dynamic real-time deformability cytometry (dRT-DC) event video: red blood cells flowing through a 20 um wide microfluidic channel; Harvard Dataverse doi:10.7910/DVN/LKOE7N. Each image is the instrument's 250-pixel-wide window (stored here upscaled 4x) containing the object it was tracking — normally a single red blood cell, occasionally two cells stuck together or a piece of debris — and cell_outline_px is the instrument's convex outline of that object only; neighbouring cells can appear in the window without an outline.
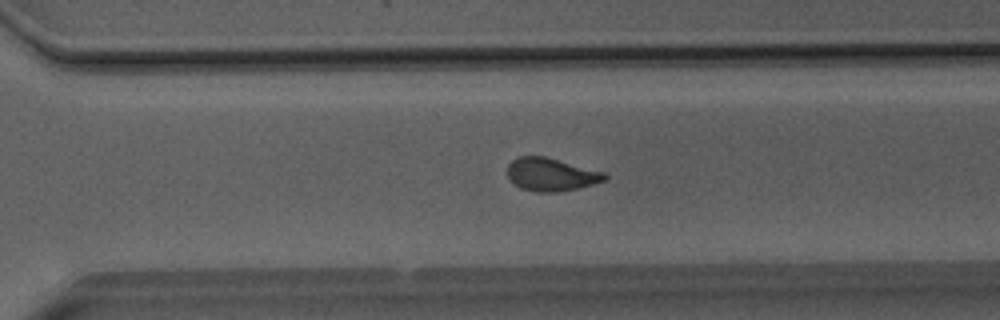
{"species": "Egyptian fruit bat (a non-hibernating species)", "species_latin": "Rousettus aegyptiacus", "temperature_condition": "room temperature", "stored_images_in_passage": 38, "camera_frame_rate_fps": 3000, "um_per_image_px": 0.085, "animal": {"sex": "male"}, "frame": {"image": 1, "passage_image": 23, "time_ms": 7.333, "image_size_px": [1000, 320], "cell_outline_px": [[608, 176], [604, 180], [592, 184], [576, 188], [556, 192], [540, 192], [520, 188], [508, 180], [508, 164], [512, 160], [520, 156], [544, 156], [604, 172]], "centroid_in_image_um": [46.8, 14.83], "position_along_channel_um": 323.8, "area_um2": 18.5}}
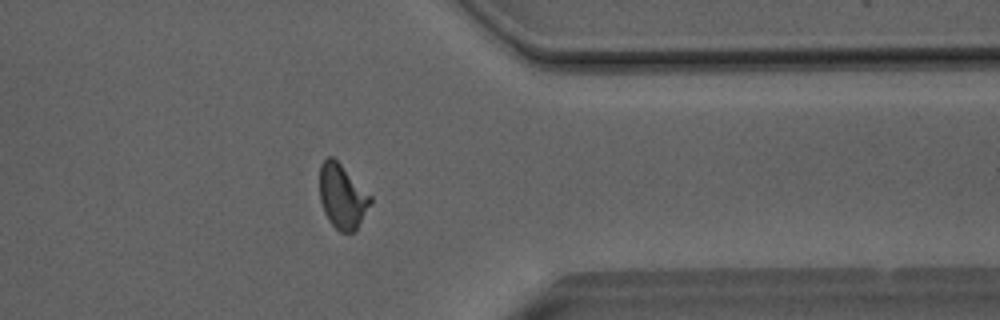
{"frame": {"image": 2, "passage_image": 28, "time_ms": 9.0, "image_size_px": [1000, 320], "cell_outline_px": [[372, 200], [356, 232], [340, 232], [328, 220], [324, 212], [320, 200], [320, 164], [328, 156], [332, 156], [372, 196]], "centroid_in_image_um": [29.09, 16.71], "position_along_channel_um": 382.3, "area_um2": 18.96}}
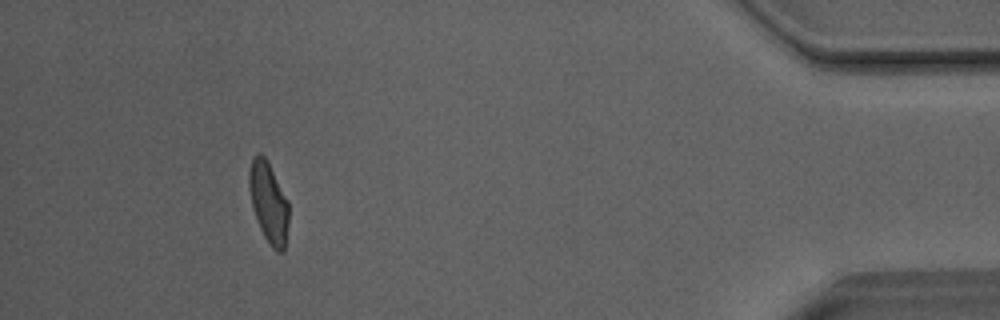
{"frame": {"image": 3, "passage_image": 34, "time_ms": 11.0, "image_size_px": [1000, 320], "cell_outline_px": [[288, 224], [284, 252], [276, 252], [272, 248], [264, 236], [260, 228], [252, 208], [248, 188], [248, 168], [252, 156], [260, 152], [264, 156], [288, 200]], "centroid_in_image_um": [22.8, 17.2], "position_along_channel_um": 412.4, "area_um2": 18.79}, "authors_computed_cell_mechanics": {"area_um2": 18.9584, "velocity_mm_per_s": 4.0554, "shape_relaxation_time_tau1_ms": 5.1897, "shape_relaxation_time_tau2_ms": 1.2092, "deformation_change_tau1": 0.1485, "deformation_change_tau2": 0.0655}}